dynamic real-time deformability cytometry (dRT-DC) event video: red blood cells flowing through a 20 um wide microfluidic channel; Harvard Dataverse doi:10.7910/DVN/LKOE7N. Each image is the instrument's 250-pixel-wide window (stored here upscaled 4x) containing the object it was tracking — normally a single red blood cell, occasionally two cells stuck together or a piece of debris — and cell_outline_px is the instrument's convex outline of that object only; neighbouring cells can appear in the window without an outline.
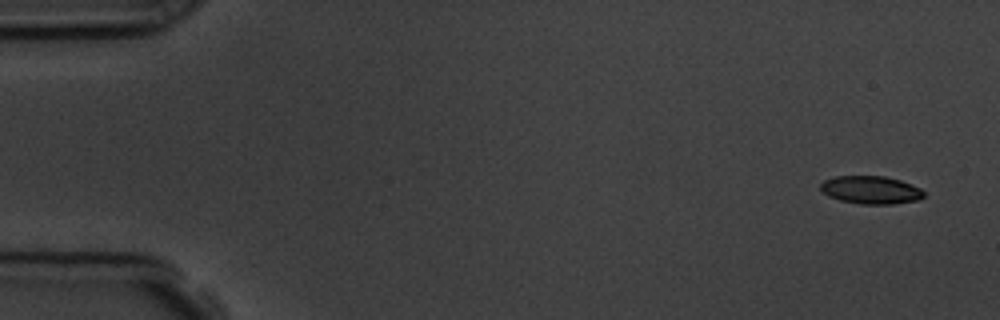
{"species": "common noctule bat (a hibernating species)", "species_latin": "Nyctalus noctula", "temperature_condition": "room temperature", "stored_images_in_passage": 6, "camera_frame_rate_fps": 3000, "um_per_image_px": 0.085, "animal": {"sex": "male", "body_mass_g": 19.5, "forearm_length_mm": 54.6}, "frame": {"image": 1, "passage_image": 1, "time_ms": 0.0, "image_size_px": [1000, 320], "cell_outline_px": [[924, 196], [920, 200], [892, 204], [860, 204], [840, 200], [828, 196], [820, 188], [820, 184], [824, 180], [836, 176], [884, 176], [900, 180], [920, 188], [924, 192]], "centroid_in_image_um": [74.03, 16.15], "position_along_channel_um": 11.0, "area_um2": 16.82}}
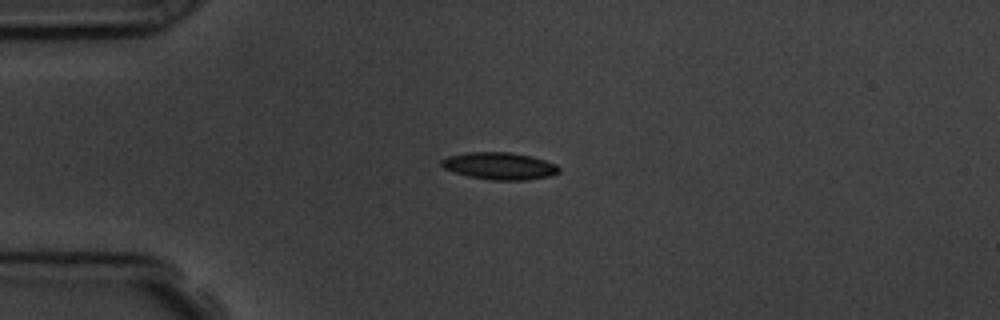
{"frame": {"image": 2, "passage_image": 4, "time_ms": 3.667, "image_size_px": [1000, 320], "cell_outline_px": [[560, 172], [552, 176], [528, 180], [492, 180], [468, 176], [444, 168], [440, 164], [440, 160], [448, 156], [468, 152], [508, 152], [532, 156], [556, 164], [560, 168]], "centroid_in_image_um": [42.49, 14.11], "position_along_channel_um": 42.5, "area_um2": 18.67}}